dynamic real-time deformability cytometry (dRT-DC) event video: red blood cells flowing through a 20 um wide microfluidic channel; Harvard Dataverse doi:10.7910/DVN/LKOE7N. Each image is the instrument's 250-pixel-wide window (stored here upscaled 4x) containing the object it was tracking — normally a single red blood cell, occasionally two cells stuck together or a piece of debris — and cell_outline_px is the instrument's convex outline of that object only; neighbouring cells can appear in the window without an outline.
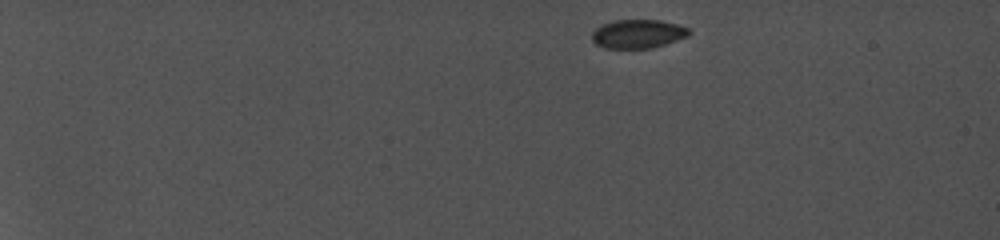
{"species": "common noctule bat (a hibernating species)", "species_latin": "Nyctalus noctula", "temperature_condition": "cold", "stored_images_in_passage": 52, "camera_frame_rate_fps": 5000, "um_per_image_px": 0.085, "animal": {"sex": "female", "body_mass_g": 19.0, "forearm_length_mm": 56.7}, "frame": {"image": 1, "passage_image": 1, "time_ms": 0.0, "image_size_px": [1000, 240], "cell_outline_px": [[692, 32], [688, 36], [652, 48], [604, 48], [596, 44], [592, 40], [592, 32], [596, 28], [612, 20], [660, 20], [676, 24], [688, 28]], "centroid_in_image_um": [54.21, 2.88], "position_along_channel_um": 30.8, "area_um2": 16.18}}
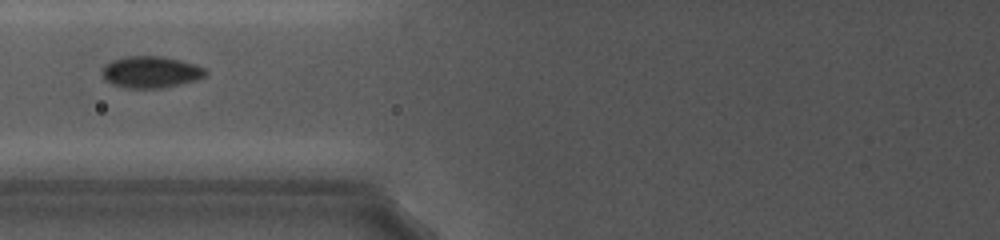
{"frame": {"image": 2, "passage_image": 25, "time_ms": 6.0, "image_size_px": [1000, 240], "cell_outline_px": [[208, 72], [204, 76], [196, 80], [164, 88], [128, 88], [112, 84], [104, 80], [100, 72], [104, 64], [112, 60], [124, 56], [164, 56], [196, 64], [204, 68]], "centroid_in_image_um": [12.78, 6.12], "position_along_channel_um": 113.0, "area_um2": 19.36}}
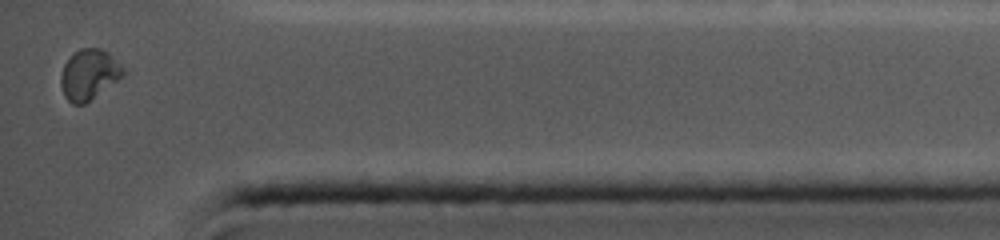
{"frame": {"image": 3, "passage_image": 52, "time_ms": 14.2, "image_size_px": [1000, 240], "cell_outline_px": [[124, 76], [84, 104], [72, 104], [64, 96], [60, 84], [60, 76], [64, 64], [80, 48], [100, 48], [108, 52], [124, 68]], "centroid_in_image_um": [7.56, 6.34], "position_along_channel_um": 427.6, "area_um2": 18.15}}